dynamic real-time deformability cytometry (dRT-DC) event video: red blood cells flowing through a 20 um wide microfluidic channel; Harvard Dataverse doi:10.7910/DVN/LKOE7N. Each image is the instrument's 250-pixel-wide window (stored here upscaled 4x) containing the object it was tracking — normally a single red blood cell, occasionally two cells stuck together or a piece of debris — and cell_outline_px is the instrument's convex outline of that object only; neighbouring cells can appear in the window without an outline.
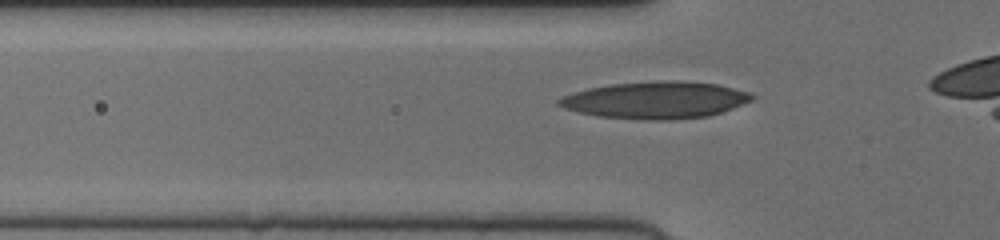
{"species": "human", "species_latin": "Homo sapiens", "temperature_condition": "cold", "stored_images_in_passage": 28, "camera_frame_rate_fps": 3000, "um_per_image_px": 0.085, "donor": {"sex": "female"}, "frame": {"image": 1, "passage_image": 3, "time_ms": 0.667, "image_size_px": [1000, 240], "cell_outline_px": [[756, 96], [752, 100], [732, 108], [708, 116], [672, 120], [648, 120], [596, 116], [564, 108], [556, 104], [556, 100], [564, 96], [588, 88], [612, 84], [652, 80], [688, 80], [716, 84], [748, 92]], "centroid_in_image_um": [55.72, 8.49], "position_along_channel_um": 70.1, "area_um2": 41.73}}
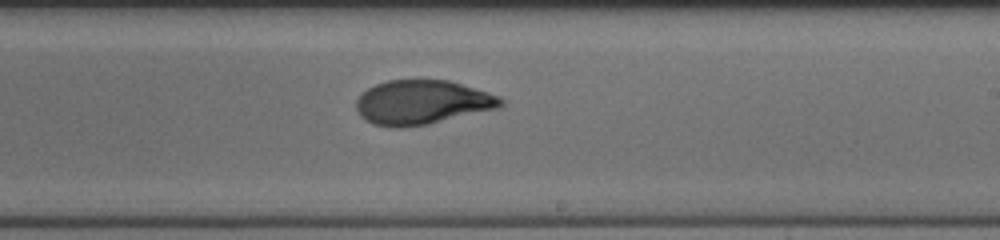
{"frame": {"image": 2, "passage_image": 17, "time_ms": 5.333, "image_size_px": [1000, 240], "cell_outline_px": [[504, 104], [500, 108], [428, 124], [400, 128], [392, 128], [372, 124], [364, 120], [360, 116], [356, 108], [356, 100], [368, 88], [376, 84], [388, 80], [448, 80], [488, 92], [500, 96], [504, 100]], "centroid_in_image_um": [35.88, 8.71], "position_along_channel_um": 253.1, "area_um2": 37.45}}
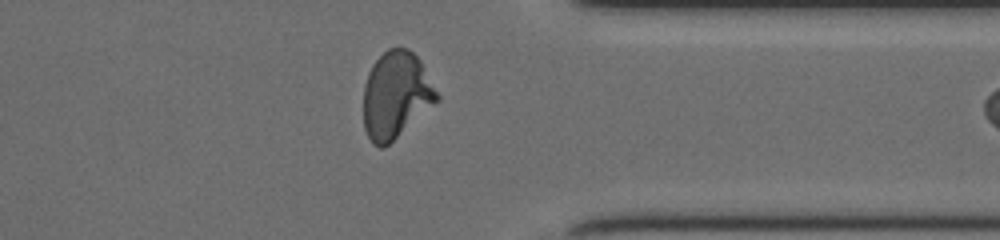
{"frame": {"image": 3, "passage_image": 27, "time_ms": 8.667, "image_size_px": [1000, 240], "cell_outline_px": [[440, 100], [384, 148], [380, 148], [372, 144], [364, 128], [364, 84], [368, 72], [372, 64], [388, 48], [408, 48], [420, 60], [440, 96]], "centroid_in_image_um": [33.66, 8.09], "position_along_channel_um": 377.7, "area_um2": 37.17}}